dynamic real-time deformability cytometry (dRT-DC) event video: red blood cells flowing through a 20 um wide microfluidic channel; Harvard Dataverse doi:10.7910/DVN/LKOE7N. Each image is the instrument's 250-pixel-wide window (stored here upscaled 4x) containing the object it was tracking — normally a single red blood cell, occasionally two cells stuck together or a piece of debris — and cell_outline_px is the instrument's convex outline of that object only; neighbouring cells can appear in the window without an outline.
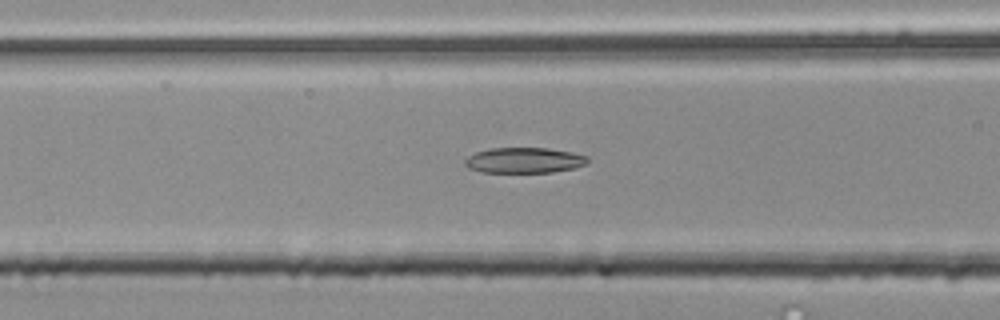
{"species": "common noctule bat (a hibernating species)", "species_latin": "Nyctalus noctula", "temperature_condition": "room temperature", "stored_images_in_passage": 45, "camera_frame_rate_fps": 3000, "um_per_image_px": 0.085, "animal": {"sex": "male", "body_mass_g": 20.4}, "frame": {"image": 1, "passage_image": 12, "time_ms": 3.667, "image_size_px": [1000, 320], "cell_outline_px": [[588, 164], [572, 168], [552, 172], [480, 172], [468, 168], [464, 164], [464, 160], [468, 156], [476, 152], [488, 148], [548, 148], [572, 152], [588, 156]], "centroid_in_image_um": [44.54, 13.62], "position_along_channel_um": 122.1, "area_um2": 18.32}}
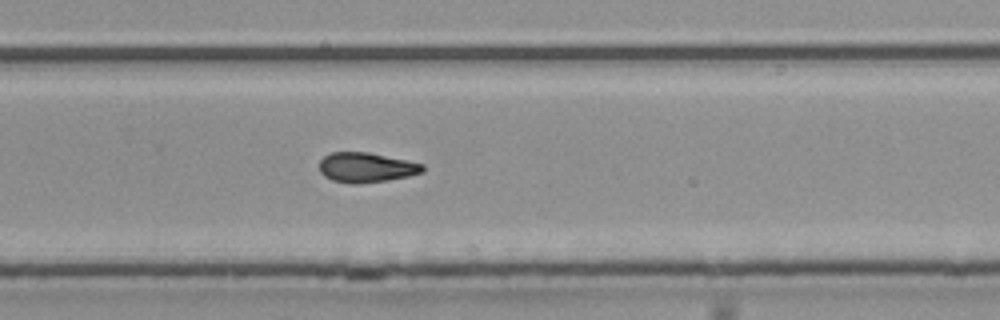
{"frame": {"image": 2, "passage_image": 26, "time_ms": 8.333, "image_size_px": [1000, 320], "cell_outline_px": [[424, 172], [408, 176], [388, 180], [356, 184], [352, 184], [332, 180], [324, 176], [320, 172], [320, 160], [324, 156], [332, 152], [368, 152], [424, 164]], "centroid_in_image_um": [31.12, 14.24], "position_along_channel_um": 298.7, "area_um2": 17.92}}
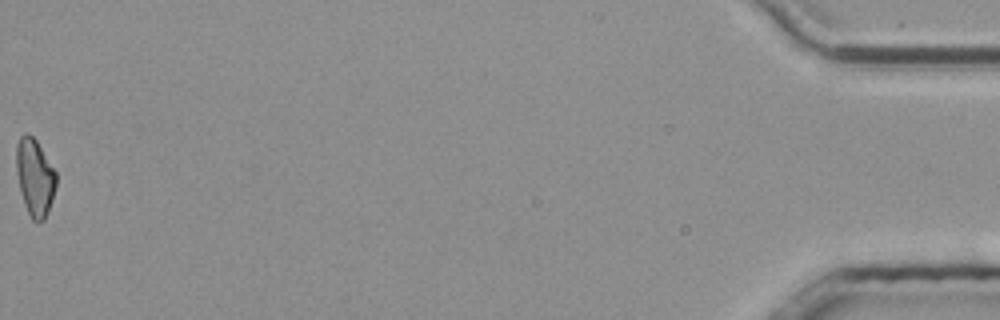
{"frame": {"image": 3, "passage_image": 45, "time_ms": 14.667, "image_size_px": [1000, 320], "cell_outline_px": [[56, 188], [48, 212], [44, 220], [32, 220], [24, 204], [20, 192], [16, 172], [16, 144], [20, 136], [24, 132], [28, 132], [36, 140], [56, 172]], "centroid_in_image_um": [2.95, 15.04], "position_along_channel_um": 432.3, "area_um2": 17.98}, "authors_computed_cell_mechanics": {"area_um2": 17.9758, "velocity_mm_per_s": 3.7938, "shape_relaxation_time_tau1_ms": 8.5218, "shape_relaxation_time_tau2_ms": 2.4934, "deformation_change_tau1": 0.1845, "deformation_change_tau2": 0.0861}}